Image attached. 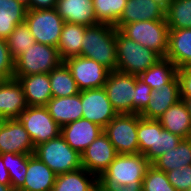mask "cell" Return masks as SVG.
Segmentation results:
<instances>
[{"mask_svg":"<svg viewBox=\"0 0 191 191\" xmlns=\"http://www.w3.org/2000/svg\"><path fill=\"white\" fill-rule=\"evenodd\" d=\"M81 56L93 59L109 71L117 69L116 28L109 24L88 26L81 40Z\"/></svg>","mask_w":191,"mask_h":191,"instance_id":"1","label":"cell"},{"mask_svg":"<svg viewBox=\"0 0 191 191\" xmlns=\"http://www.w3.org/2000/svg\"><path fill=\"white\" fill-rule=\"evenodd\" d=\"M116 54V70L137 76L161 59L156 52L126 37L119 29H116Z\"/></svg>","mask_w":191,"mask_h":191,"instance_id":"2","label":"cell"},{"mask_svg":"<svg viewBox=\"0 0 191 191\" xmlns=\"http://www.w3.org/2000/svg\"><path fill=\"white\" fill-rule=\"evenodd\" d=\"M62 62L56 47L35 42L14 60L13 78L50 73Z\"/></svg>","mask_w":191,"mask_h":191,"instance_id":"3","label":"cell"},{"mask_svg":"<svg viewBox=\"0 0 191 191\" xmlns=\"http://www.w3.org/2000/svg\"><path fill=\"white\" fill-rule=\"evenodd\" d=\"M34 154L56 175L82 167L81 155L73 150L61 135L36 146Z\"/></svg>","mask_w":191,"mask_h":191,"instance_id":"4","label":"cell"},{"mask_svg":"<svg viewBox=\"0 0 191 191\" xmlns=\"http://www.w3.org/2000/svg\"><path fill=\"white\" fill-rule=\"evenodd\" d=\"M169 27L166 20H146L125 24L120 31L133 41L164 58L168 50Z\"/></svg>","mask_w":191,"mask_h":191,"instance_id":"5","label":"cell"},{"mask_svg":"<svg viewBox=\"0 0 191 191\" xmlns=\"http://www.w3.org/2000/svg\"><path fill=\"white\" fill-rule=\"evenodd\" d=\"M139 114H117L103 129L118 154H138Z\"/></svg>","mask_w":191,"mask_h":191,"instance_id":"6","label":"cell"},{"mask_svg":"<svg viewBox=\"0 0 191 191\" xmlns=\"http://www.w3.org/2000/svg\"><path fill=\"white\" fill-rule=\"evenodd\" d=\"M150 165L151 163L141 153L118 154L98 180H114L124 185L142 182Z\"/></svg>","mask_w":191,"mask_h":191,"instance_id":"7","label":"cell"},{"mask_svg":"<svg viewBox=\"0 0 191 191\" xmlns=\"http://www.w3.org/2000/svg\"><path fill=\"white\" fill-rule=\"evenodd\" d=\"M25 23L37 43L56 47L65 24L56 9L27 10Z\"/></svg>","mask_w":191,"mask_h":191,"instance_id":"8","label":"cell"},{"mask_svg":"<svg viewBox=\"0 0 191 191\" xmlns=\"http://www.w3.org/2000/svg\"><path fill=\"white\" fill-rule=\"evenodd\" d=\"M34 147L57 138L61 127L52 119L46 106H28L18 117Z\"/></svg>","mask_w":191,"mask_h":191,"instance_id":"9","label":"cell"},{"mask_svg":"<svg viewBox=\"0 0 191 191\" xmlns=\"http://www.w3.org/2000/svg\"><path fill=\"white\" fill-rule=\"evenodd\" d=\"M136 75L117 70L110 71L104 89L112 107L118 114H132V102L135 98Z\"/></svg>","mask_w":191,"mask_h":191,"instance_id":"10","label":"cell"},{"mask_svg":"<svg viewBox=\"0 0 191 191\" xmlns=\"http://www.w3.org/2000/svg\"><path fill=\"white\" fill-rule=\"evenodd\" d=\"M70 69L80 91L104 87L109 70L83 56L70 57L63 61Z\"/></svg>","mask_w":191,"mask_h":191,"instance_id":"11","label":"cell"},{"mask_svg":"<svg viewBox=\"0 0 191 191\" xmlns=\"http://www.w3.org/2000/svg\"><path fill=\"white\" fill-rule=\"evenodd\" d=\"M82 118L104 127L118 114L108 99L104 87L80 91Z\"/></svg>","mask_w":191,"mask_h":191,"instance_id":"12","label":"cell"},{"mask_svg":"<svg viewBox=\"0 0 191 191\" xmlns=\"http://www.w3.org/2000/svg\"><path fill=\"white\" fill-rule=\"evenodd\" d=\"M118 155L108 136L102 132L81 154V164L99 177Z\"/></svg>","mask_w":191,"mask_h":191,"instance_id":"13","label":"cell"},{"mask_svg":"<svg viewBox=\"0 0 191 191\" xmlns=\"http://www.w3.org/2000/svg\"><path fill=\"white\" fill-rule=\"evenodd\" d=\"M35 147L18 118L6 119L0 130V154H34Z\"/></svg>","mask_w":191,"mask_h":191,"instance_id":"14","label":"cell"},{"mask_svg":"<svg viewBox=\"0 0 191 191\" xmlns=\"http://www.w3.org/2000/svg\"><path fill=\"white\" fill-rule=\"evenodd\" d=\"M103 132L97 124L81 118L61 127L60 135L80 155Z\"/></svg>","mask_w":191,"mask_h":191,"instance_id":"15","label":"cell"},{"mask_svg":"<svg viewBox=\"0 0 191 191\" xmlns=\"http://www.w3.org/2000/svg\"><path fill=\"white\" fill-rule=\"evenodd\" d=\"M152 99L139 113L145 119H158L169 107L176 104L180 97V83L176 75L163 89L152 90Z\"/></svg>","mask_w":191,"mask_h":191,"instance_id":"16","label":"cell"},{"mask_svg":"<svg viewBox=\"0 0 191 191\" xmlns=\"http://www.w3.org/2000/svg\"><path fill=\"white\" fill-rule=\"evenodd\" d=\"M28 107L22 85L15 78L0 81V116L18 118Z\"/></svg>","mask_w":191,"mask_h":191,"instance_id":"17","label":"cell"},{"mask_svg":"<svg viewBox=\"0 0 191 191\" xmlns=\"http://www.w3.org/2000/svg\"><path fill=\"white\" fill-rule=\"evenodd\" d=\"M165 11L164 7L153 0H127L124 11L114 27L120 30L128 23L166 20Z\"/></svg>","mask_w":191,"mask_h":191,"instance_id":"18","label":"cell"},{"mask_svg":"<svg viewBox=\"0 0 191 191\" xmlns=\"http://www.w3.org/2000/svg\"><path fill=\"white\" fill-rule=\"evenodd\" d=\"M56 177L35 154H29L25 181L18 191H52Z\"/></svg>","mask_w":191,"mask_h":191,"instance_id":"19","label":"cell"},{"mask_svg":"<svg viewBox=\"0 0 191 191\" xmlns=\"http://www.w3.org/2000/svg\"><path fill=\"white\" fill-rule=\"evenodd\" d=\"M55 9L64 22L85 26L98 24L92 0H58Z\"/></svg>","mask_w":191,"mask_h":191,"instance_id":"20","label":"cell"},{"mask_svg":"<svg viewBox=\"0 0 191 191\" xmlns=\"http://www.w3.org/2000/svg\"><path fill=\"white\" fill-rule=\"evenodd\" d=\"M46 108L60 127L81 119L83 115L80 93L68 97H52Z\"/></svg>","mask_w":191,"mask_h":191,"instance_id":"21","label":"cell"},{"mask_svg":"<svg viewBox=\"0 0 191 191\" xmlns=\"http://www.w3.org/2000/svg\"><path fill=\"white\" fill-rule=\"evenodd\" d=\"M17 80L22 85L28 106H46L52 98L49 73L21 76Z\"/></svg>","mask_w":191,"mask_h":191,"instance_id":"22","label":"cell"},{"mask_svg":"<svg viewBox=\"0 0 191 191\" xmlns=\"http://www.w3.org/2000/svg\"><path fill=\"white\" fill-rule=\"evenodd\" d=\"M157 120L164 130L183 139L191 138V117L182 99L169 107Z\"/></svg>","mask_w":191,"mask_h":191,"instance_id":"23","label":"cell"},{"mask_svg":"<svg viewBox=\"0 0 191 191\" xmlns=\"http://www.w3.org/2000/svg\"><path fill=\"white\" fill-rule=\"evenodd\" d=\"M165 58L178 69L191 64V29L169 30L168 50Z\"/></svg>","mask_w":191,"mask_h":191,"instance_id":"24","label":"cell"},{"mask_svg":"<svg viewBox=\"0 0 191 191\" xmlns=\"http://www.w3.org/2000/svg\"><path fill=\"white\" fill-rule=\"evenodd\" d=\"M52 191H98V177L81 167L57 175Z\"/></svg>","mask_w":191,"mask_h":191,"instance_id":"25","label":"cell"},{"mask_svg":"<svg viewBox=\"0 0 191 191\" xmlns=\"http://www.w3.org/2000/svg\"><path fill=\"white\" fill-rule=\"evenodd\" d=\"M88 26L65 22L58 42V53L62 61L81 56L82 38Z\"/></svg>","mask_w":191,"mask_h":191,"instance_id":"26","label":"cell"},{"mask_svg":"<svg viewBox=\"0 0 191 191\" xmlns=\"http://www.w3.org/2000/svg\"><path fill=\"white\" fill-rule=\"evenodd\" d=\"M191 164V138L182 139L175 149L165 152L151 165L156 169L169 172Z\"/></svg>","mask_w":191,"mask_h":191,"instance_id":"27","label":"cell"},{"mask_svg":"<svg viewBox=\"0 0 191 191\" xmlns=\"http://www.w3.org/2000/svg\"><path fill=\"white\" fill-rule=\"evenodd\" d=\"M27 8L16 0H0V39H7L18 24L25 22Z\"/></svg>","mask_w":191,"mask_h":191,"instance_id":"28","label":"cell"},{"mask_svg":"<svg viewBox=\"0 0 191 191\" xmlns=\"http://www.w3.org/2000/svg\"><path fill=\"white\" fill-rule=\"evenodd\" d=\"M178 73V68L169 59L161 58L138 78L146 83L152 90L163 89Z\"/></svg>","mask_w":191,"mask_h":191,"instance_id":"29","label":"cell"},{"mask_svg":"<svg viewBox=\"0 0 191 191\" xmlns=\"http://www.w3.org/2000/svg\"><path fill=\"white\" fill-rule=\"evenodd\" d=\"M52 97H68L80 93L70 69L62 62L49 73Z\"/></svg>","mask_w":191,"mask_h":191,"instance_id":"30","label":"cell"},{"mask_svg":"<svg viewBox=\"0 0 191 191\" xmlns=\"http://www.w3.org/2000/svg\"><path fill=\"white\" fill-rule=\"evenodd\" d=\"M183 138L164 130L158 120L155 119L154 147H151L144 156L152 163L165 152L175 149Z\"/></svg>","mask_w":191,"mask_h":191,"instance_id":"31","label":"cell"},{"mask_svg":"<svg viewBox=\"0 0 191 191\" xmlns=\"http://www.w3.org/2000/svg\"><path fill=\"white\" fill-rule=\"evenodd\" d=\"M165 19L170 30L191 29V0H173L166 8Z\"/></svg>","mask_w":191,"mask_h":191,"instance_id":"32","label":"cell"},{"mask_svg":"<svg viewBox=\"0 0 191 191\" xmlns=\"http://www.w3.org/2000/svg\"><path fill=\"white\" fill-rule=\"evenodd\" d=\"M29 154L2 153L3 163L10 174L11 186L18 191L24 184Z\"/></svg>","mask_w":191,"mask_h":191,"instance_id":"33","label":"cell"},{"mask_svg":"<svg viewBox=\"0 0 191 191\" xmlns=\"http://www.w3.org/2000/svg\"><path fill=\"white\" fill-rule=\"evenodd\" d=\"M97 23L115 26L127 0H92Z\"/></svg>","mask_w":191,"mask_h":191,"instance_id":"34","label":"cell"},{"mask_svg":"<svg viewBox=\"0 0 191 191\" xmlns=\"http://www.w3.org/2000/svg\"><path fill=\"white\" fill-rule=\"evenodd\" d=\"M6 41L14 60L36 42L25 22L18 24Z\"/></svg>","mask_w":191,"mask_h":191,"instance_id":"35","label":"cell"},{"mask_svg":"<svg viewBox=\"0 0 191 191\" xmlns=\"http://www.w3.org/2000/svg\"><path fill=\"white\" fill-rule=\"evenodd\" d=\"M142 191H177L169 182L164 171L150 165L142 181Z\"/></svg>","mask_w":191,"mask_h":191,"instance_id":"36","label":"cell"},{"mask_svg":"<svg viewBox=\"0 0 191 191\" xmlns=\"http://www.w3.org/2000/svg\"><path fill=\"white\" fill-rule=\"evenodd\" d=\"M137 137L139 153L144 155L151 147H154L155 119H145L139 115Z\"/></svg>","mask_w":191,"mask_h":191,"instance_id":"37","label":"cell"},{"mask_svg":"<svg viewBox=\"0 0 191 191\" xmlns=\"http://www.w3.org/2000/svg\"><path fill=\"white\" fill-rule=\"evenodd\" d=\"M169 182L177 191H189L191 188V164L166 172Z\"/></svg>","mask_w":191,"mask_h":191,"instance_id":"38","label":"cell"},{"mask_svg":"<svg viewBox=\"0 0 191 191\" xmlns=\"http://www.w3.org/2000/svg\"><path fill=\"white\" fill-rule=\"evenodd\" d=\"M151 93L152 88L139 79L136 75L135 98H133L132 102V114H139L147 106L150 99H152Z\"/></svg>","mask_w":191,"mask_h":191,"instance_id":"39","label":"cell"},{"mask_svg":"<svg viewBox=\"0 0 191 191\" xmlns=\"http://www.w3.org/2000/svg\"><path fill=\"white\" fill-rule=\"evenodd\" d=\"M14 59L5 39H0V81L13 78Z\"/></svg>","mask_w":191,"mask_h":191,"instance_id":"40","label":"cell"},{"mask_svg":"<svg viewBox=\"0 0 191 191\" xmlns=\"http://www.w3.org/2000/svg\"><path fill=\"white\" fill-rule=\"evenodd\" d=\"M98 191H142V182L124 185L114 180H98Z\"/></svg>","mask_w":191,"mask_h":191,"instance_id":"41","label":"cell"},{"mask_svg":"<svg viewBox=\"0 0 191 191\" xmlns=\"http://www.w3.org/2000/svg\"><path fill=\"white\" fill-rule=\"evenodd\" d=\"M177 75L180 83L181 99L191 97V64L183 69H178Z\"/></svg>","mask_w":191,"mask_h":191,"instance_id":"42","label":"cell"},{"mask_svg":"<svg viewBox=\"0 0 191 191\" xmlns=\"http://www.w3.org/2000/svg\"><path fill=\"white\" fill-rule=\"evenodd\" d=\"M58 0H30L29 10L54 9Z\"/></svg>","mask_w":191,"mask_h":191,"instance_id":"43","label":"cell"},{"mask_svg":"<svg viewBox=\"0 0 191 191\" xmlns=\"http://www.w3.org/2000/svg\"><path fill=\"white\" fill-rule=\"evenodd\" d=\"M0 184L11 186L10 174L6 169L1 156H0Z\"/></svg>","mask_w":191,"mask_h":191,"instance_id":"44","label":"cell"},{"mask_svg":"<svg viewBox=\"0 0 191 191\" xmlns=\"http://www.w3.org/2000/svg\"><path fill=\"white\" fill-rule=\"evenodd\" d=\"M154 2L160 4L165 9L172 3L173 0H153Z\"/></svg>","mask_w":191,"mask_h":191,"instance_id":"45","label":"cell"},{"mask_svg":"<svg viewBox=\"0 0 191 191\" xmlns=\"http://www.w3.org/2000/svg\"><path fill=\"white\" fill-rule=\"evenodd\" d=\"M183 101L185 102V104L188 108V112H189L190 117H191V97H186L183 99Z\"/></svg>","mask_w":191,"mask_h":191,"instance_id":"46","label":"cell"},{"mask_svg":"<svg viewBox=\"0 0 191 191\" xmlns=\"http://www.w3.org/2000/svg\"><path fill=\"white\" fill-rule=\"evenodd\" d=\"M0 191H14V190L12 189V186L0 184Z\"/></svg>","mask_w":191,"mask_h":191,"instance_id":"47","label":"cell"},{"mask_svg":"<svg viewBox=\"0 0 191 191\" xmlns=\"http://www.w3.org/2000/svg\"><path fill=\"white\" fill-rule=\"evenodd\" d=\"M18 3L22 4L23 6H25L27 8V10H29V1L30 0H16Z\"/></svg>","mask_w":191,"mask_h":191,"instance_id":"48","label":"cell"},{"mask_svg":"<svg viewBox=\"0 0 191 191\" xmlns=\"http://www.w3.org/2000/svg\"><path fill=\"white\" fill-rule=\"evenodd\" d=\"M5 121H6V118L0 116V130L2 126L4 125Z\"/></svg>","mask_w":191,"mask_h":191,"instance_id":"49","label":"cell"}]
</instances>
